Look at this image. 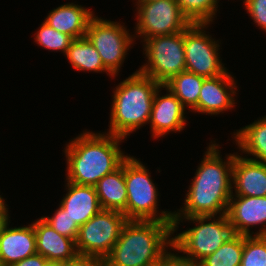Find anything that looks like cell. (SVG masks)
Here are the masks:
<instances>
[{
	"label": "cell",
	"instance_id": "6da1fadb",
	"mask_svg": "<svg viewBox=\"0 0 266 266\" xmlns=\"http://www.w3.org/2000/svg\"><path fill=\"white\" fill-rule=\"evenodd\" d=\"M218 148L219 146L215 143L209 145L189 186L185 207L178 210L179 212H173V233L183 217L226 214L233 194L232 168L235 154L228 155L227 161L223 162Z\"/></svg>",
	"mask_w": 266,
	"mask_h": 266
},
{
	"label": "cell",
	"instance_id": "7a4b0ae2",
	"mask_svg": "<svg viewBox=\"0 0 266 266\" xmlns=\"http://www.w3.org/2000/svg\"><path fill=\"white\" fill-rule=\"evenodd\" d=\"M121 140L124 138L87 131L74 138L65 149L66 180L77 185L95 186L128 157L120 150Z\"/></svg>",
	"mask_w": 266,
	"mask_h": 266
},
{
	"label": "cell",
	"instance_id": "3957f363",
	"mask_svg": "<svg viewBox=\"0 0 266 266\" xmlns=\"http://www.w3.org/2000/svg\"><path fill=\"white\" fill-rule=\"evenodd\" d=\"M173 222L128 220L105 266H154L172 248Z\"/></svg>",
	"mask_w": 266,
	"mask_h": 266
},
{
	"label": "cell",
	"instance_id": "277c9868",
	"mask_svg": "<svg viewBox=\"0 0 266 266\" xmlns=\"http://www.w3.org/2000/svg\"><path fill=\"white\" fill-rule=\"evenodd\" d=\"M162 85L139 72H134L115 89L108 134L126 138L149 123L154 95Z\"/></svg>",
	"mask_w": 266,
	"mask_h": 266
},
{
	"label": "cell",
	"instance_id": "5b68a950",
	"mask_svg": "<svg viewBox=\"0 0 266 266\" xmlns=\"http://www.w3.org/2000/svg\"><path fill=\"white\" fill-rule=\"evenodd\" d=\"M212 218L214 216L210 215L184 218L193 223L197 222V226L172 237V249L187 254L182 257L199 264L224 243H230L240 236L227 214L219 215L218 219H215L216 221H212Z\"/></svg>",
	"mask_w": 266,
	"mask_h": 266
},
{
	"label": "cell",
	"instance_id": "8992f818",
	"mask_svg": "<svg viewBox=\"0 0 266 266\" xmlns=\"http://www.w3.org/2000/svg\"><path fill=\"white\" fill-rule=\"evenodd\" d=\"M124 178L127 189V220L174 222V213L162 211L158 216V191L149 170L136 158L124 160Z\"/></svg>",
	"mask_w": 266,
	"mask_h": 266
},
{
	"label": "cell",
	"instance_id": "52a82bcc",
	"mask_svg": "<svg viewBox=\"0 0 266 266\" xmlns=\"http://www.w3.org/2000/svg\"><path fill=\"white\" fill-rule=\"evenodd\" d=\"M144 42L148 64H144L139 72L164 85L175 75L186 71L184 31L148 38Z\"/></svg>",
	"mask_w": 266,
	"mask_h": 266
},
{
	"label": "cell",
	"instance_id": "ba28073f",
	"mask_svg": "<svg viewBox=\"0 0 266 266\" xmlns=\"http://www.w3.org/2000/svg\"><path fill=\"white\" fill-rule=\"evenodd\" d=\"M127 221L126 216L120 211L101 209L79 227L76 239L78 254L105 259L111 253Z\"/></svg>",
	"mask_w": 266,
	"mask_h": 266
},
{
	"label": "cell",
	"instance_id": "9c48e42d",
	"mask_svg": "<svg viewBox=\"0 0 266 266\" xmlns=\"http://www.w3.org/2000/svg\"><path fill=\"white\" fill-rule=\"evenodd\" d=\"M137 3L136 32L144 41L183 32L191 24L176 0H139Z\"/></svg>",
	"mask_w": 266,
	"mask_h": 266
},
{
	"label": "cell",
	"instance_id": "30bf717a",
	"mask_svg": "<svg viewBox=\"0 0 266 266\" xmlns=\"http://www.w3.org/2000/svg\"><path fill=\"white\" fill-rule=\"evenodd\" d=\"M86 37L98 51L104 66L114 76L118 74L133 41L126 27L93 16L88 23Z\"/></svg>",
	"mask_w": 266,
	"mask_h": 266
},
{
	"label": "cell",
	"instance_id": "8fae6325",
	"mask_svg": "<svg viewBox=\"0 0 266 266\" xmlns=\"http://www.w3.org/2000/svg\"><path fill=\"white\" fill-rule=\"evenodd\" d=\"M208 23H191L184 30L185 66L186 71L205 78H214L227 70L218 57L217 41L203 29Z\"/></svg>",
	"mask_w": 266,
	"mask_h": 266
},
{
	"label": "cell",
	"instance_id": "7c38bea8",
	"mask_svg": "<svg viewBox=\"0 0 266 266\" xmlns=\"http://www.w3.org/2000/svg\"><path fill=\"white\" fill-rule=\"evenodd\" d=\"M165 88L169 93L159 95V92ZM159 95V96H158ZM185 107L180 100L164 85L159 87L154 95L152 111L150 116V127L152 135L155 138L163 137L171 131H181L185 127Z\"/></svg>",
	"mask_w": 266,
	"mask_h": 266
},
{
	"label": "cell",
	"instance_id": "4fadbf2b",
	"mask_svg": "<svg viewBox=\"0 0 266 266\" xmlns=\"http://www.w3.org/2000/svg\"><path fill=\"white\" fill-rule=\"evenodd\" d=\"M235 85L234 78L228 71L214 78H205L200 90L198 105L193 110L217 115L234 107L233 105L236 104L233 98L236 94Z\"/></svg>",
	"mask_w": 266,
	"mask_h": 266
},
{
	"label": "cell",
	"instance_id": "5bb4252c",
	"mask_svg": "<svg viewBox=\"0 0 266 266\" xmlns=\"http://www.w3.org/2000/svg\"><path fill=\"white\" fill-rule=\"evenodd\" d=\"M231 196L227 217L235 225L240 235L252 236L250 226L266 224V197ZM264 224V225H263ZM266 235V226L255 236Z\"/></svg>",
	"mask_w": 266,
	"mask_h": 266
},
{
	"label": "cell",
	"instance_id": "9a60e30c",
	"mask_svg": "<svg viewBox=\"0 0 266 266\" xmlns=\"http://www.w3.org/2000/svg\"><path fill=\"white\" fill-rule=\"evenodd\" d=\"M37 253L33 223L28 226L9 228L0 235V266H9Z\"/></svg>",
	"mask_w": 266,
	"mask_h": 266
},
{
	"label": "cell",
	"instance_id": "2e32d148",
	"mask_svg": "<svg viewBox=\"0 0 266 266\" xmlns=\"http://www.w3.org/2000/svg\"><path fill=\"white\" fill-rule=\"evenodd\" d=\"M232 182V196L266 197V164L235 154Z\"/></svg>",
	"mask_w": 266,
	"mask_h": 266
},
{
	"label": "cell",
	"instance_id": "e0dca14e",
	"mask_svg": "<svg viewBox=\"0 0 266 266\" xmlns=\"http://www.w3.org/2000/svg\"><path fill=\"white\" fill-rule=\"evenodd\" d=\"M69 191L63 197L60 206L79 227L88 222L102 208L95 186L77 185L67 181Z\"/></svg>",
	"mask_w": 266,
	"mask_h": 266
},
{
	"label": "cell",
	"instance_id": "ac0fdd59",
	"mask_svg": "<svg viewBox=\"0 0 266 266\" xmlns=\"http://www.w3.org/2000/svg\"><path fill=\"white\" fill-rule=\"evenodd\" d=\"M37 253L48 261L61 262L78 254L76 241L58 234L42 218L33 223Z\"/></svg>",
	"mask_w": 266,
	"mask_h": 266
},
{
	"label": "cell",
	"instance_id": "d6986e66",
	"mask_svg": "<svg viewBox=\"0 0 266 266\" xmlns=\"http://www.w3.org/2000/svg\"><path fill=\"white\" fill-rule=\"evenodd\" d=\"M93 16L90 9L67 3L50 11L44 22L72 39H78L86 36L88 23Z\"/></svg>",
	"mask_w": 266,
	"mask_h": 266
},
{
	"label": "cell",
	"instance_id": "ffe728a7",
	"mask_svg": "<svg viewBox=\"0 0 266 266\" xmlns=\"http://www.w3.org/2000/svg\"><path fill=\"white\" fill-rule=\"evenodd\" d=\"M102 209L117 210L126 216L127 189L124 178V161L114 172L105 175L95 185Z\"/></svg>",
	"mask_w": 266,
	"mask_h": 266
},
{
	"label": "cell",
	"instance_id": "44dd1931",
	"mask_svg": "<svg viewBox=\"0 0 266 266\" xmlns=\"http://www.w3.org/2000/svg\"><path fill=\"white\" fill-rule=\"evenodd\" d=\"M239 149L255 158H249L266 164V116L234 133Z\"/></svg>",
	"mask_w": 266,
	"mask_h": 266
},
{
	"label": "cell",
	"instance_id": "7402d4cb",
	"mask_svg": "<svg viewBox=\"0 0 266 266\" xmlns=\"http://www.w3.org/2000/svg\"><path fill=\"white\" fill-rule=\"evenodd\" d=\"M65 55L73 68L77 70L94 72L105 71L114 77V75L104 66L98 51L86 36L73 39Z\"/></svg>",
	"mask_w": 266,
	"mask_h": 266
},
{
	"label": "cell",
	"instance_id": "603a6c76",
	"mask_svg": "<svg viewBox=\"0 0 266 266\" xmlns=\"http://www.w3.org/2000/svg\"><path fill=\"white\" fill-rule=\"evenodd\" d=\"M205 77L184 71L172 77L164 86L170 90L186 108L198 105L199 94Z\"/></svg>",
	"mask_w": 266,
	"mask_h": 266
},
{
	"label": "cell",
	"instance_id": "cb8c5ba5",
	"mask_svg": "<svg viewBox=\"0 0 266 266\" xmlns=\"http://www.w3.org/2000/svg\"><path fill=\"white\" fill-rule=\"evenodd\" d=\"M244 236L240 235L230 243H224L218 250L204 258L199 266H241Z\"/></svg>",
	"mask_w": 266,
	"mask_h": 266
},
{
	"label": "cell",
	"instance_id": "d4e9b609",
	"mask_svg": "<svg viewBox=\"0 0 266 266\" xmlns=\"http://www.w3.org/2000/svg\"><path fill=\"white\" fill-rule=\"evenodd\" d=\"M181 12L191 23L212 22L217 12L218 0H176ZM214 15V16H213Z\"/></svg>",
	"mask_w": 266,
	"mask_h": 266
},
{
	"label": "cell",
	"instance_id": "484cf974",
	"mask_svg": "<svg viewBox=\"0 0 266 266\" xmlns=\"http://www.w3.org/2000/svg\"><path fill=\"white\" fill-rule=\"evenodd\" d=\"M241 266H266V235L244 236Z\"/></svg>",
	"mask_w": 266,
	"mask_h": 266
},
{
	"label": "cell",
	"instance_id": "4316f807",
	"mask_svg": "<svg viewBox=\"0 0 266 266\" xmlns=\"http://www.w3.org/2000/svg\"><path fill=\"white\" fill-rule=\"evenodd\" d=\"M72 40L70 36L55 30L45 22L41 24L35 35V41L39 46L52 51L60 50L63 53L67 52Z\"/></svg>",
	"mask_w": 266,
	"mask_h": 266
},
{
	"label": "cell",
	"instance_id": "83f0119b",
	"mask_svg": "<svg viewBox=\"0 0 266 266\" xmlns=\"http://www.w3.org/2000/svg\"><path fill=\"white\" fill-rule=\"evenodd\" d=\"M58 234L76 241L79 226L68 216L60 205L52 217H41Z\"/></svg>",
	"mask_w": 266,
	"mask_h": 266
},
{
	"label": "cell",
	"instance_id": "f1b7e54d",
	"mask_svg": "<svg viewBox=\"0 0 266 266\" xmlns=\"http://www.w3.org/2000/svg\"><path fill=\"white\" fill-rule=\"evenodd\" d=\"M243 3L254 22L266 32V0H244Z\"/></svg>",
	"mask_w": 266,
	"mask_h": 266
},
{
	"label": "cell",
	"instance_id": "f546056e",
	"mask_svg": "<svg viewBox=\"0 0 266 266\" xmlns=\"http://www.w3.org/2000/svg\"><path fill=\"white\" fill-rule=\"evenodd\" d=\"M58 266H105L104 259L94 255L77 254L75 257L58 262Z\"/></svg>",
	"mask_w": 266,
	"mask_h": 266
},
{
	"label": "cell",
	"instance_id": "4dcf8cb0",
	"mask_svg": "<svg viewBox=\"0 0 266 266\" xmlns=\"http://www.w3.org/2000/svg\"><path fill=\"white\" fill-rule=\"evenodd\" d=\"M163 266H199V264L180 255L177 256V254L168 252L163 257Z\"/></svg>",
	"mask_w": 266,
	"mask_h": 266
},
{
	"label": "cell",
	"instance_id": "1f68e13d",
	"mask_svg": "<svg viewBox=\"0 0 266 266\" xmlns=\"http://www.w3.org/2000/svg\"><path fill=\"white\" fill-rule=\"evenodd\" d=\"M48 260L41 254H34L9 266H45Z\"/></svg>",
	"mask_w": 266,
	"mask_h": 266
},
{
	"label": "cell",
	"instance_id": "d6a6232c",
	"mask_svg": "<svg viewBox=\"0 0 266 266\" xmlns=\"http://www.w3.org/2000/svg\"><path fill=\"white\" fill-rule=\"evenodd\" d=\"M8 215H0V235L2 233V230L4 229V227L8 224Z\"/></svg>",
	"mask_w": 266,
	"mask_h": 266
},
{
	"label": "cell",
	"instance_id": "836d02e7",
	"mask_svg": "<svg viewBox=\"0 0 266 266\" xmlns=\"http://www.w3.org/2000/svg\"><path fill=\"white\" fill-rule=\"evenodd\" d=\"M6 206L4 199L0 195V215H9Z\"/></svg>",
	"mask_w": 266,
	"mask_h": 266
},
{
	"label": "cell",
	"instance_id": "e575fe53",
	"mask_svg": "<svg viewBox=\"0 0 266 266\" xmlns=\"http://www.w3.org/2000/svg\"><path fill=\"white\" fill-rule=\"evenodd\" d=\"M45 266H58V262L48 261Z\"/></svg>",
	"mask_w": 266,
	"mask_h": 266
},
{
	"label": "cell",
	"instance_id": "d590c367",
	"mask_svg": "<svg viewBox=\"0 0 266 266\" xmlns=\"http://www.w3.org/2000/svg\"><path fill=\"white\" fill-rule=\"evenodd\" d=\"M154 266H163V259H162V261L159 264L154 265Z\"/></svg>",
	"mask_w": 266,
	"mask_h": 266
}]
</instances>
